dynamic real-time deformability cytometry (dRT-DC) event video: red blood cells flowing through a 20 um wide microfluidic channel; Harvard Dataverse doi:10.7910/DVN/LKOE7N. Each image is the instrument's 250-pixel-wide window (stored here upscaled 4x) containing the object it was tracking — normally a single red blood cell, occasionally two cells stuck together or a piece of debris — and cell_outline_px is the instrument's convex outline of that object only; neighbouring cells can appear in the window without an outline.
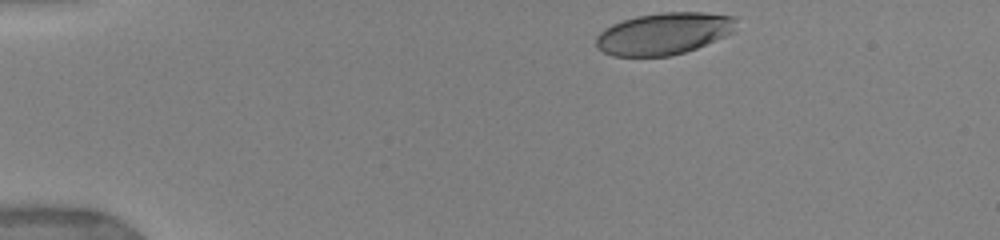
{"species": "human", "species_latin": "Homo sapiens", "temperature_condition": "warm", "stored_images_in_passage": 36, "camera_frame_rate_fps": 3000, "um_per_image_px": 0.085, "donor": {"sex": "female"}, "frame": {"image": 1, "passage_image": 1, "time_ms": 0.0, "image_size_px": [1000, 240], "cell_outline_px": [[736, 16], [732, 32], [724, 36], [696, 48], [672, 56], [612, 56], [596, 48], [596, 36], [604, 28], [612, 24], [636, 16], [664, 12], [704, 12]], "centroid_in_image_um": [56.38, 2.85], "position_along_channel_um": 28.6, "area_um2": 34.1}}
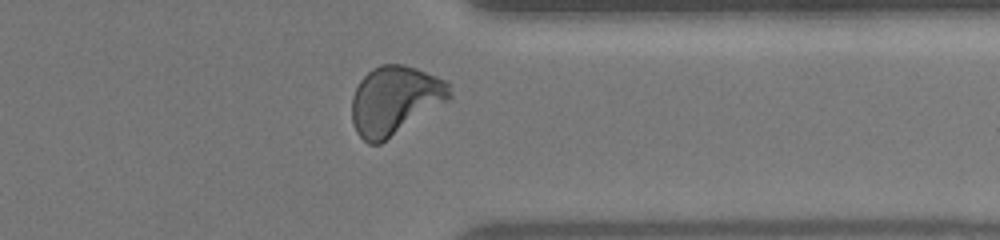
{"frame": {"image": 2, "passage_image": 31, "time_ms": 11.0, "image_size_px": [1000, 240], "cell_outline_px": [[452, 96], [448, 100], [380, 144], [368, 144], [356, 132], [352, 120], [352, 96], [360, 80], [372, 68], [380, 64], [404, 64], [416, 68], [436, 76], [444, 80], [448, 84]], "centroid_in_image_um": [33.53, 8.52], "position_along_channel_um": 377.9, "area_um2": 38.84}}
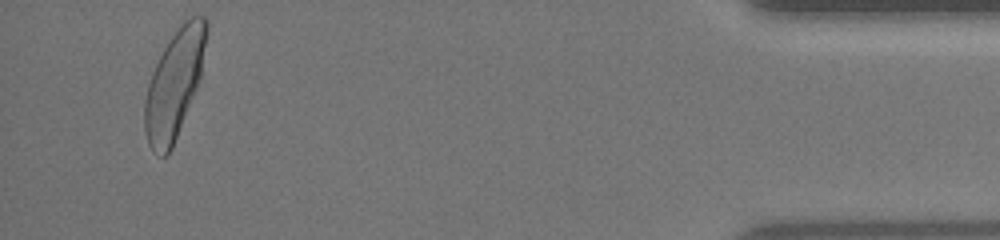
{"frame": {"image": 3, "passage_image": 35, "time_ms": 13.667, "image_size_px": [1000, 240], "cell_outline_px": [[208, 28], [200, 76], [196, 88], [172, 148], [168, 156], [164, 156], [152, 152], [148, 144], [144, 128], [144, 100], [148, 84], [152, 72], [164, 48], [180, 24], [184, 20], [192, 16], [204, 16], [208, 20]], "centroid_in_image_um": [14.8, 7.15], "position_along_channel_um": 420.4, "area_um2": 38.44}, "authors_computed_cell_mechanics": {"area_um2": 37.5122, "velocity_mm_per_s": 3.9013, "shape_relaxation_time_tau1_ms": 3.7437, "shape_relaxation_time_tau2_ms": null, "deformation_change_tau1": 0.1852, "deformation_change_tau2": null}}